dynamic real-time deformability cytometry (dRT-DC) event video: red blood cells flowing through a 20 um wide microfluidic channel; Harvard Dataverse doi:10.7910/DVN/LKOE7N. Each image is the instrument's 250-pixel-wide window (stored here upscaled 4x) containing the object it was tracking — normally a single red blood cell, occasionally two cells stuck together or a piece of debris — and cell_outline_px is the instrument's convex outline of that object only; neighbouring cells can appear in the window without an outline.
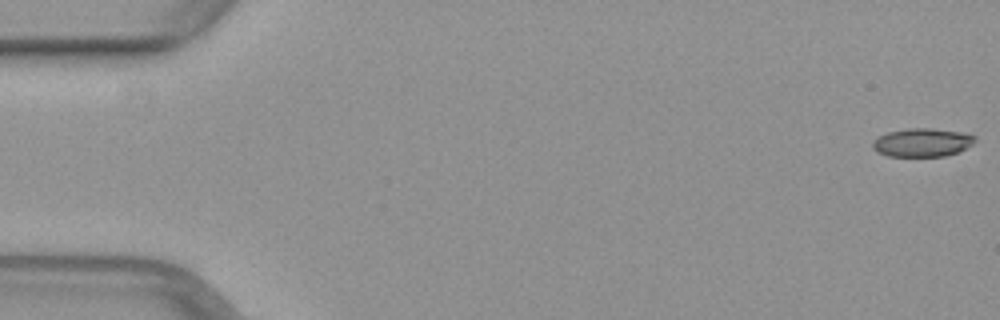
{"species": "common noctule bat (a hibernating species)", "species_latin": "Nyctalus noctula", "temperature_condition": "warm", "stored_images_in_passage": 51, "camera_frame_rate_fps": 3000, "um_per_image_px": 0.085, "animal": {"sex": "female", "body_mass_g": 29.2, "forearm_length_mm": 56.3}, "frame": {"image": 1, "passage_image": 1, "time_ms": 0.0, "image_size_px": [1000, 320], "cell_outline_px": [[976, 140], [972, 144], [956, 152], [944, 156], [888, 156], [876, 152], [872, 148], [872, 140], [876, 136], [888, 132], [908, 128], [932, 128], [964, 132], [976, 136]], "centroid_in_image_um": [78.34, 12.1], "position_along_channel_um": 6.7, "area_um2": 17.11}}
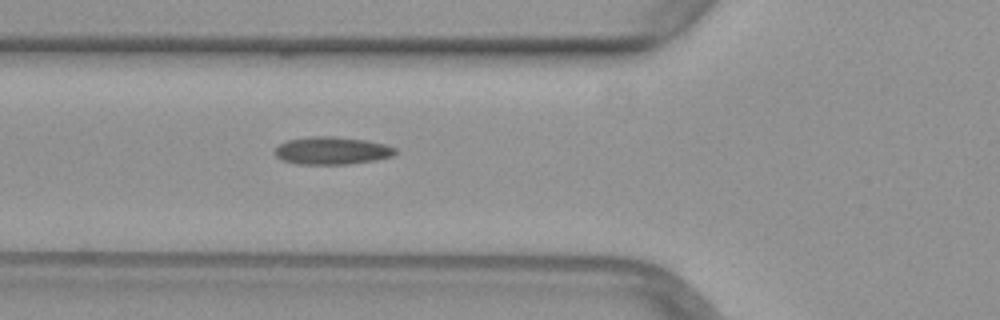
{"frame": {"image": 2, "passage_image": 19, "time_ms": 6.0, "image_size_px": [1000, 320], "cell_outline_px": [[396, 152], [392, 156], [372, 160], [348, 164], [296, 164], [280, 160], [272, 152], [280, 144], [288, 140], [308, 136], [336, 136], [364, 140], [384, 144], [396, 148]], "centroid_in_image_um": [28.15, 12.8], "position_along_channel_um": 97.7, "area_um2": 19.42}}
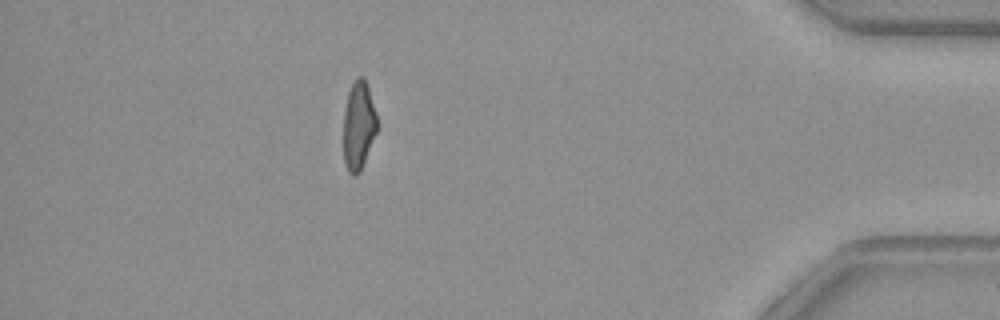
{"frame": {"image": 3, "passage_image": 45, "time_ms": 14.667, "image_size_px": [1000, 320], "cell_outline_px": [[376, 132], [360, 172], [356, 176], [352, 176], [348, 172], [344, 164], [344, 112], [348, 92], [356, 76], [364, 76], [368, 84], [376, 112]], "centroid_in_image_um": [30.47, 10.65], "position_along_channel_um": 404.7, "area_um2": 17.4}}